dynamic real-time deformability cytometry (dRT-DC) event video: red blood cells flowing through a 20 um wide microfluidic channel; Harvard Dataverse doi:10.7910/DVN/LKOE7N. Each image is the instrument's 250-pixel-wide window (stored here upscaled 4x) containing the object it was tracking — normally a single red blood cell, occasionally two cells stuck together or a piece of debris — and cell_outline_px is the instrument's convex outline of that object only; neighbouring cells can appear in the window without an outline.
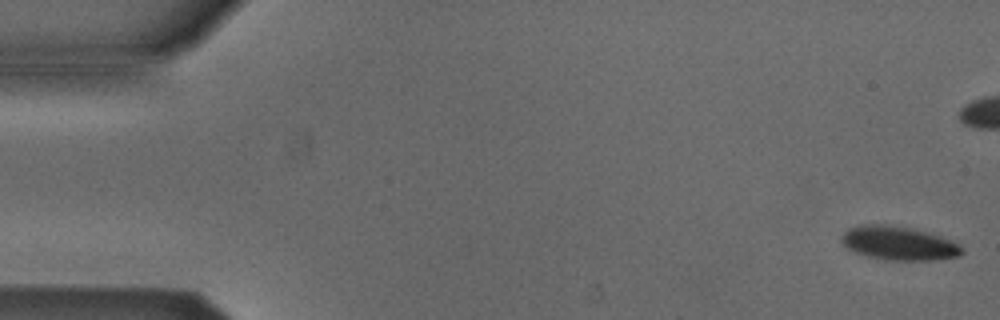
{"species": "Egyptian fruit bat (a non-hibernating species)", "species_latin": "Rousettus aegyptiacus", "temperature_condition": "cold", "stored_images_in_passage": 54, "camera_frame_rate_fps": 3000, "um_per_image_px": 0.085, "animal": {"sex": "male"}, "frame": {"image": 1, "passage_image": 1, "time_ms": 0.0, "image_size_px": [1000, 320], "cell_outline_px": [[964, 252], [960, 256], [936, 260], [884, 260], [868, 256], [856, 252], [848, 248], [840, 240], [840, 236], [848, 228], [860, 224], [884, 224], [912, 228], [940, 236], [952, 240], [960, 244], [964, 248]], "centroid_in_image_um": [76.41, 20.67], "position_along_channel_um": 8.6, "area_um2": 23.93}}
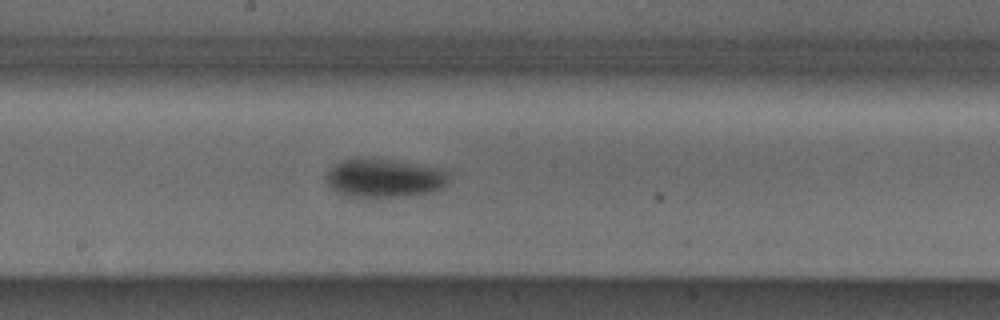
{"frame": {"image": 2, "passage_image": 28, "time_ms": 9.0, "image_size_px": [1000, 320], "cell_outline_px": [[448, 180], [436, 192], [404, 196], [344, 196], [336, 192], [324, 180], [324, 176], [336, 164], [344, 160], [360, 156], [364, 156], [448, 168]], "centroid_in_image_um": [32.68, 15.11], "position_along_channel_um": 215.5, "area_um2": 28.09}}
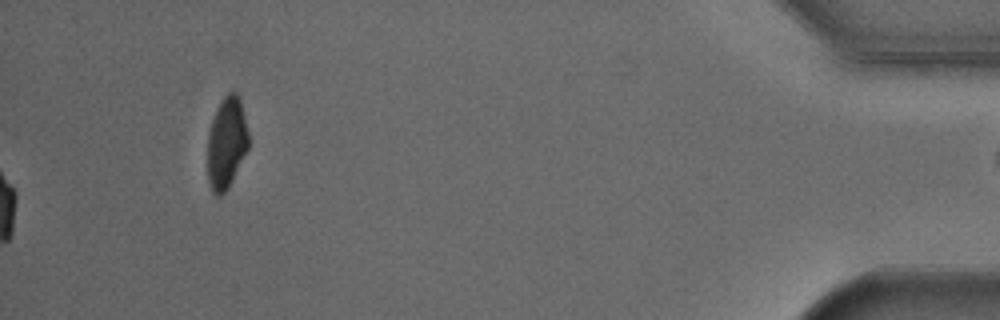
{"frame": {"image": 3, "passage_image": 54, "time_ms": 17.667, "image_size_px": [1000, 320], "cell_outline_px": [[248, 148], [228, 188], [220, 196], [216, 196], [212, 192], [208, 180], [208, 132], [216, 108], [220, 100], [228, 92], [236, 92], [240, 100], [248, 132]], "centroid_in_image_um": [19.24, 12.14], "position_along_channel_um": 416.0, "area_um2": 21.73}, "authors_computed_cell_mechanics": {"area_um2": 25.0852, "velocity_mm_per_s": 3.8465, "shape_relaxation_time_tau1_ms": 7.6738, "shape_relaxation_time_tau2_ms": null, "deformation_change_tau1": 0.1295, "deformation_change_tau2": null}}